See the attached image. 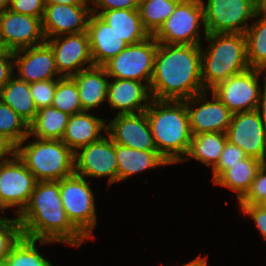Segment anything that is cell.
Segmentation results:
<instances>
[{
	"label": "cell",
	"mask_w": 266,
	"mask_h": 266,
	"mask_svg": "<svg viewBox=\"0 0 266 266\" xmlns=\"http://www.w3.org/2000/svg\"><path fill=\"white\" fill-rule=\"evenodd\" d=\"M45 42L54 53L57 72L61 77H72L94 66L87 31L45 39Z\"/></svg>",
	"instance_id": "cell-14"
},
{
	"label": "cell",
	"mask_w": 266,
	"mask_h": 266,
	"mask_svg": "<svg viewBox=\"0 0 266 266\" xmlns=\"http://www.w3.org/2000/svg\"><path fill=\"white\" fill-rule=\"evenodd\" d=\"M145 113L157 151L169 165L181 163L192 137L184 100L152 99Z\"/></svg>",
	"instance_id": "cell-3"
},
{
	"label": "cell",
	"mask_w": 266,
	"mask_h": 266,
	"mask_svg": "<svg viewBox=\"0 0 266 266\" xmlns=\"http://www.w3.org/2000/svg\"><path fill=\"white\" fill-rule=\"evenodd\" d=\"M263 72L249 68L218 83L211 91L233 114L255 110L261 91L258 80Z\"/></svg>",
	"instance_id": "cell-10"
},
{
	"label": "cell",
	"mask_w": 266,
	"mask_h": 266,
	"mask_svg": "<svg viewBox=\"0 0 266 266\" xmlns=\"http://www.w3.org/2000/svg\"><path fill=\"white\" fill-rule=\"evenodd\" d=\"M107 77L103 66H92L72 76L78 87L82 111H91L107 100Z\"/></svg>",
	"instance_id": "cell-23"
},
{
	"label": "cell",
	"mask_w": 266,
	"mask_h": 266,
	"mask_svg": "<svg viewBox=\"0 0 266 266\" xmlns=\"http://www.w3.org/2000/svg\"><path fill=\"white\" fill-rule=\"evenodd\" d=\"M137 2V4L141 3L142 1H145V0H135Z\"/></svg>",
	"instance_id": "cell-51"
},
{
	"label": "cell",
	"mask_w": 266,
	"mask_h": 266,
	"mask_svg": "<svg viewBox=\"0 0 266 266\" xmlns=\"http://www.w3.org/2000/svg\"><path fill=\"white\" fill-rule=\"evenodd\" d=\"M241 211L251 217L261 236L266 240V208L263 205H240Z\"/></svg>",
	"instance_id": "cell-41"
},
{
	"label": "cell",
	"mask_w": 266,
	"mask_h": 266,
	"mask_svg": "<svg viewBox=\"0 0 266 266\" xmlns=\"http://www.w3.org/2000/svg\"><path fill=\"white\" fill-rule=\"evenodd\" d=\"M209 46L201 47V71L204 90L208 92L218 83L250 68L247 61L244 33H207Z\"/></svg>",
	"instance_id": "cell-4"
},
{
	"label": "cell",
	"mask_w": 266,
	"mask_h": 266,
	"mask_svg": "<svg viewBox=\"0 0 266 266\" xmlns=\"http://www.w3.org/2000/svg\"><path fill=\"white\" fill-rule=\"evenodd\" d=\"M264 162L257 158L247 156L235 165H229V169L224 171L215 181L214 184L229 188L237 192L238 202L248 192L252 181Z\"/></svg>",
	"instance_id": "cell-26"
},
{
	"label": "cell",
	"mask_w": 266,
	"mask_h": 266,
	"mask_svg": "<svg viewBox=\"0 0 266 266\" xmlns=\"http://www.w3.org/2000/svg\"><path fill=\"white\" fill-rule=\"evenodd\" d=\"M261 205H263L266 208V201H264Z\"/></svg>",
	"instance_id": "cell-52"
},
{
	"label": "cell",
	"mask_w": 266,
	"mask_h": 266,
	"mask_svg": "<svg viewBox=\"0 0 266 266\" xmlns=\"http://www.w3.org/2000/svg\"><path fill=\"white\" fill-rule=\"evenodd\" d=\"M0 100L11 107L28 124L37 114L38 110L31 96L30 84L16 76L0 89Z\"/></svg>",
	"instance_id": "cell-28"
},
{
	"label": "cell",
	"mask_w": 266,
	"mask_h": 266,
	"mask_svg": "<svg viewBox=\"0 0 266 266\" xmlns=\"http://www.w3.org/2000/svg\"><path fill=\"white\" fill-rule=\"evenodd\" d=\"M75 174L85 177L108 176V185L118 182L115 143L108 135L79 148L74 153Z\"/></svg>",
	"instance_id": "cell-11"
},
{
	"label": "cell",
	"mask_w": 266,
	"mask_h": 266,
	"mask_svg": "<svg viewBox=\"0 0 266 266\" xmlns=\"http://www.w3.org/2000/svg\"><path fill=\"white\" fill-rule=\"evenodd\" d=\"M206 94L208 95L207 91L184 100L189 116L191 134L196 135L207 132L226 133L233 113L213 93L212 101H208L209 99H207ZM197 103L200 105H197ZM194 105H197V108Z\"/></svg>",
	"instance_id": "cell-16"
},
{
	"label": "cell",
	"mask_w": 266,
	"mask_h": 266,
	"mask_svg": "<svg viewBox=\"0 0 266 266\" xmlns=\"http://www.w3.org/2000/svg\"><path fill=\"white\" fill-rule=\"evenodd\" d=\"M149 90L157 100H185L205 92L201 45L158 43Z\"/></svg>",
	"instance_id": "cell-1"
},
{
	"label": "cell",
	"mask_w": 266,
	"mask_h": 266,
	"mask_svg": "<svg viewBox=\"0 0 266 266\" xmlns=\"http://www.w3.org/2000/svg\"><path fill=\"white\" fill-rule=\"evenodd\" d=\"M181 0H145L138 4L143 27L153 35L170 17Z\"/></svg>",
	"instance_id": "cell-31"
},
{
	"label": "cell",
	"mask_w": 266,
	"mask_h": 266,
	"mask_svg": "<svg viewBox=\"0 0 266 266\" xmlns=\"http://www.w3.org/2000/svg\"><path fill=\"white\" fill-rule=\"evenodd\" d=\"M61 77L46 81H38L30 84L31 96L37 110L52 106L53 97L56 91L57 81Z\"/></svg>",
	"instance_id": "cell-37"
},
{
	"label": "cell",
	"mask_w": 266,
	"mask_h": 266,
	"mask_svg": "<svg viewBox=\"0 0 266 266\" xmlns=\"http://www.w3.org/2000/svg\"><path fill=\"white\" fill-rule=\"evenodd\" d=\"M52 106L69 115L82 112L78 87L72 77L58 79Z\"/></svg>",
	"instance_id": "cell-33"
},
{
	"label": "cell",
	"mask_w": 266,
	"mask_h": 266,
	"mask_svg": "<svg viewBox=\"0 0 266 266\" xmlns=\"http://www.w3.org/2000/svg\"><path fill=\"white\" fill-rule=\"evenodd\" d=\"M45 4H91L90 0H44Z\"/></svg>",
	"instance_id": "cell-45"
},
{
	"label": "cell",
	"mask_w": 266,
	"mask_h": 266,
	"mask_svg": "<svg viewBox=\"0 0 266 266\" xmlns=\"http://www.w3.org/2000/svg\"><path fill=\"white\" fill-rule=\"evenodd\" d=\"M107 99L110 108L119 109L117 114L120 115L145 111L152 97L149 87L144 82L113 78L112 82L108 81Z\"/></svg>",
	"instance_id": "cell-20"
},
{
	"label": "cell",
	"mask_w": 266,
	"mask_h": 266,
	"mask_svg": "<svg viewBox=\"0 0 266 266\" xmlns=\"http://www.w3.org/2000/svg\"><path fill=\"white\" fill-rule=\"evenodd\" d=\"M0 266H10L6 259L0 261Z\"/></svg>",
	"instance_id": "cell-49"
},
{
	"label": "cell",
	"mask_w": 266,
	"mask_h": 266,
	"mask_svg": "<svg viewBox=\"0 0 266 266\" xmlns=\"http://www.w3.org/2000/svg\"><path fill=\"white\" fill-rule=\"evenodd\" d=\"M101 130L107 131L105 120L82 111L71 115L61 141L74 153L81 147L100 140Z\"/></svg>",
	"instance_id": "cell-22"
},
{
	"label": "cell",
	"mask_w": 266,
	"mask_h": 266,
	"mask_svg": "<svg viewBox=\"0 0 266 266\" xmlns=\"http://www.w3.org/2000/svg\"><path fill=\"white\" fill-rule=\"evenodd\" d=\"M87 34L94 66H103L128 46L110 25L94 13L89 17Z\"/></svg>",
	"instance_id": "cell-21"
},
{
	"label": "cell",
	"mask_w": 266,
	"mask_h": 266,
	"mask_svg": "<svg viewBox=\"0 0 266 266\" xmlns=\"http://www.w3.org/2000/svg\"><path fill=\"white\" fill-rule=\"evenodd\" d=\"M70 116L53 106L41 108L29 124V135L37 139L61 140Z\"/></svg>",
	"instance_id": "cell-29"
},
{
	"label": "cell",
	"mask_w": 266,
	"mask_h": 266,
	"mask_svg": "<svg viewBox=\"0 0 266 266\" xmlns=\"http://www.w3.org/2000/svg\"><path fill=\"white\" fill-rule=\"evenodd\" d=\"M17 145L16 155L37 181H59L75 174L74 152L61 140L35 139Z\"/></svg>",
	"instance_id": "cell-5"
},
{
	"label": "cell",
	"mask_w": 266,
	"mask_h": 266,
	"mask_svg": "<svg viewBox=\"0 0 266 266\" xmlns=\"http://www.w3.org/2000/svg\"><path fill=\"white\" fill-rule=\"evenodd\" d=\"M17 218L22 236L41 244L59 242L80 247L87 240L64 211L58 181H37L27 206Z\"/></svg>",
	"instance_id": "cell-2"
},
{
	"label": "cell",
	"mask_w": 266,
	"mask_h": 266,
	"mask_svg": "<svg viewBox=\"0 0 266 266\" xmlns=\"http://www.w3.org/2000/svg\"><path fill=\"white\" fill-rule=\"evenodd\" d=\"M90 4H45L42 31L45 39L87 31Z\"/></svg>",
	"instance_id": "cell-17"
},
{
	"label": "cell",
	"mask_w": 266,
	"mask_h": 266,
	"mask_svg": "<svg viewBox=\"0 0 266 266\" xmlns=\"http://www.w3.org/2000/svg\"><path fill=\"white\" fill-rule=\"evenodd\" d=\"M246 157L247 155L241 148L227 140L224 149L220 155L219 162L212 169L213 181H215L224 171L229 169V165H235Z\"/></svg>",
	"instance_id": "cell-38"
},
{
	"label": "cell",
	"mask_w": 266,
	"mask_h": 266,
	"mask_svg": "<svg viewBox=\"0 0 266 266\" xmlns=\"http://www.w3.org/2000/svg\"><path fill=\"white\" fill-rule=\"evenodd\" d=\"M61 202L71 224L88 240L97 223L95 197L88 181L76 174L58 181Z\"/></svg>",
	"instance_id": "cell-6"
},
{
	"label": "cell",
	"mask_w": 266,
	"mask_h": 266,
	"mask_svg": "<svg viewBox=\"0 0 266 266\" xmlns=\"http://www.w3.org/2000/svg\"><path fill=\"white\" fill-rule=\"evenodd\" d=\"M45 42L42 21L38 17L6 9L0 12V47L14 52Z\"/></svg>",
	"instance_id": "cell-13"
},
{
	"label": "cell",
	"mask_w": 266,
	"mask_h": 266,
	"mask_svg": "<svg viewBox=\"0 0 266 266\" xmlns=\"http://www.w3.org/2000/svg\"><path fill=\"white\" fill-rule=\"evenodd\" d=\"M0 134L9 138L16 146L29 135V124L1 100Z\"/></svg>",
	"instance_id": "cell-34"
},
{
	"label": "cell",
	"mask_w": 266,
	"mask_h": 266,
	"mask_svg": "<svg viewBox=\"0 0 266 266\" xmlns=\"http://www.w3.org/2000/svg\"><path fill=\"white\" fill-rule=\"evenodd\" d=\"M118 181L147 169L166 166L169 162L158 151H141L115 144Z\"/></svg>",
	"instance_id": "cell-24"
},
{
	"label": "cell",
	"mask_w": 266,
	"mask_h": 266,
	"mask_svg": "<svg viewBox=\"0 0 266 266\" xmlns=\"http://www.w3.org/2000/svg\"><path fill=\"white\" fill-rule=\"evenodd\" d=\"M157 48L158 42L151 35L142 42L128 45L103 67L109 78L141 81L149 87Z\"/></svg>",
	"instance_id": "cell-8"
},
{
	"label": "cell",
	"mask_w": 266,
	"mask_h": 266,
	"mask_svg": "<svg viewBox=\"0 0 266 266\" xmlns=\"http://www.w3.org/2000/svg\"><path fill=\"white\" fill-rule=\"evenodd\" d=\"M17 146L6 136L0 134V163L16 155ZM8 157H7V156Z\"/></svg>",
	"instance_id": "cell-43"
},
{
	"label": "cell",
	"mask_w": 266,
	"mask_h": 266,
	"mask_svg": "<svg viewBox=\"0 0 266 266\" xmlns=\"http://www.w3.org/2000/svg\"><path fill=\"white\" fill-rule=\"evenodd\" d=\"M37 180L15 155L0 163V201L5 208L17 207L20 214L27 206Z\"/></svg>",
	"instance_id": "cell-12"
},
{
	"label": "cell",
	"mask_w": 266,
	"mask_h": 266,
	"mask_svg": "<svg viewBox=\"0 0 266 266\" xmlns=\"http://www.w3.org/2000/svg\"><path fill=\"white\" fill-rule=\"evenodd\" d=\"M0 210H1L2 215L4 213V210H6V208L3 206V204L1 203V201H0Z\"/></svg>",
	"instance_id": "cell-50"
},
{
	"label": "cell",
	"mask_w": 266,
	"mask_h": 266,
	"mask_svg": "<svg viewBox=\"0 0 266 266\" xmlns=\"http://www.w3.org/2000/svg\"><path fill=\"white\" fill-rule=\"evenodd\" d=\"M226 134L247 156L266 163V128L256 109L234 113Z\"/></svg>",
	"instance_id": "cell-15"
},
{
	"label": "cell",
	"mask_w": 266,
	"mask_h": 266,
	"mask_svg": "<svg viewBox=\"0 0 266 266\" xmlns=\"http://www.w3.org/2000/svg\"><path fill=\"white\" fill-rule=\"evenodd\" d=\"M14 68H17L18 79L28 84L61 77L57 72L54 53L51 47L43 44L20 49L13 52Z\"/></svg>",
	"instance_id": "cell-19"
},
{
	"label": "cell",
	"mask_w": 266,
	"mask_h": 266,
	"mask_svg": "<svg viewBox=\"0 0 266 266\" xmlns=\"http://www.w3.org/2000/svg\"><path fill=\"white\" fill-rule=\"evenodd\" d=\"M13 52L0 47V89L14 76Z\"/></svg>",
	"instance_id": "cell-42"
},
{
	"label": "cell",
	"mask_w": 266,
	"mask_h": 266,
	"mask_svg": "<svg viewBox=\"0 0 266 266\" xmlns=\"http://www.w3.org/2000/svg\"><path fill=\"white\" fill-rule=\"evenodd\" d=\"M207 33H245L247 21L260 17L258 0H202Z\"/></svg>",
	"instance_id": "cell-9"
},
{
	"label": "cell",
	"mask_w": 266,
	"mask_h": 266,
	"mask_svg": "<svg viewBox=\"0 0 266 266\" xmlns=\"http://www.w3.org/2000/svg\"><path fill=\"white\" fill-rule=\"evenodd\" d=\"M252 23L246 30L247 61L250 68L266 71V15Z\"/></svg>",
	"instance_id": "cell-30"
},
{
	"label": "cell",
	"mask_w": 266,
	"mask_h": 266,
	"mask_svg": "<svg viewBox=\"0 0 266 266\" xmlns=\"http://www.w3.org/2000/svg\"><path fill=\"white\" fill-rule=\"evenodd\" d=\"M266 201V163L258 170L256 177L245 196L238 202L239 205H261Z\"/></svg>",
	"instance_id": "cell-36"
},
{
	"label": "cell",
	"mask_w": 266,
	"mask_h": 266,
	"mask_svg": "<svg viewBox=\"0 0 266 266\" xmlns=\"http://www.w3.org/2000/svg\"><path fill=\"white\" fill-rule=\"evenodd\" d=\"M182 266H207V257H197L191 262H188L187 264H184Z\"/></svg>",
	"instance_id": "cell-46"
},
{
	"label": "cell",
	"mask_w": 266,
	"mask_h": 266,
	"mask_svg": "<svg viewBox=\"0 0 266 266\" xmlns=\"http://www.w3.org/2000/svg\"><path fill=\"white\" fill-rule=\"evenodd\" d=\"M128 45L137 44L151 35L143 27L138 9H114L98 15Z\"/></svg>",
	"instance_id": "cell-25"
},
{
	"label": "cell",
	"mask_w": 266,
	"mask_h": 266,
	"mask_svg": "<svg viewBox=\"0 0 266 266\" xmlns=\"http://www.w3.org/2000/svg\"><path fill=\"white\" fill-rule=\"evenodd\" d=\"M96 7H91V12L99 15L102 11L114 9H138V4L135 0H90ZM100 10V12L98 11Z\"/></svg>",
	"instance_id": "cell-40"
},
{
	"label": "cell",
	"mask_w": 266,
	"mask_h": 266,
	"mask_svg": "<svg viewBox=\"0 0 266 266\" xmlns=\"http://www.w3.org/2000/svg\"><path fill=\"white\" fill-rule=\"evenodd\" d=\"M264 80V91L262 92V90L260 91V97H259V101H258V106L256 108V110L259 113L260 119L262 120L265 128H266V74H265V78H263ZM262 109V110H261Z\"/></svg>",
	"instance_id": "cell-44"
},
{
	"label": "cell",
	"mask_w": 266,
	"mask_h": 266,
	"mask_svg": "<svg viewBox=\"0 0 266 266\" xmlns=\"http://www.w3.org/2000/svg\"><path fill=\"white\" fill-rule=\"evenodd\" d=\"M12 0H0V12L9 9Z\"/></svg>",
	"instance_id": "cell-48"
},
{
	"label": "cell",
	"mask_w": 266,
	"mask_h": 266,
	"mask_svg": "<svg viewBox=\"0 0 266 266\" xmlns=\"http://www.w3.org/2000/svg\"><path fill=\"white\" fill-rule=\"evenodd\" d=\"M106 132L115 144L141 151H157L145 111L117 114L107 123Z\"/></svg>",
	"instance_id": "cell-18"
},
{
	"label": "cell",
	"mask_w": 266,
	"mask_h": 266,
	"mask_svg": "<svg viewBox=\"0 0 266 266\" xmlns=\"http://www.w3.org/2000/svg\"><path fill=\"white\" fill-rule=\"evenodd\" d=\"M227 140V134L223 132L192 135L188 152L181 162L193 158L213 169L219 162Z\"/></svg>",
	"instance_id": "cell-27"
},
{
	"label": "cell",
	"mask_w": 266,
	"mask_h": 266,
	"mask_svg": "<svg viewBox=\"0 0 266 266\" xmlns=\"http://www.w3.org/2000/svg\"><path fill=\"white\" fill-rule=\"evenodd\" d=\"M258 12L266 15V0H258Z\"/></svg>",
	"instance_id": "cell-47"
},
{
	"label": "cell",
	"mask_w": 266,
	"mask_h": 266,
	"mask_svg": "<svg viewBox=\"0 0 266 266\" xmlns=\"http://www.w3.org/2000/svg\"><path fill=\"white\" fill-rule=\"evenodd\" d=\"M37 240L21 237L11 248L6 260L10 266H53L36 247Z\"/></svg>",
	"instance_id": "cell-32"
},
{
	"label": "cell",
	"mask_w": 266,
	"mask_h": 266,
	"mask_svg": "<svg viewBox=\"0 0 266 266\" xmlns=\"http://www.w3.org/2000/svg\"><path fill=\"white\" fill-rule=\"evenodd\" d=\"M45 8L44 0H12L9 9L15 13L31 15L42 20Z\"/></svg>",
	"instance_id": "cell-39"
},
{
	"label": "cell",
	"mask_w": 266,
	"mask_h": 266,
	"mask_svg": "<svg viewBox=\"0 0 266 266\" xmlns=\"http://www.w3.org/2000/svg\"><path fill=\"white\" fill-rule=\"evenodd\" d=\"M21 237L22 231L18 218H0V261L6 259L11 248Z\"/></svg>",
	"instance_id": "cell-35"
},
{
	"label": "cell",
	"mask_w": 266,
	"mask_h": 266,
	"mask_svg": "<svg viewBox=\"0 0 266 266\" xmlns=\"http://www.w3.org/2000/svg\"><path fill=\"white\" fill-rule=\"evenodd\" d=\"M201 22L205 36L207 32L202 0H181L152 36L158 43L200 45Z\"/></svg>",
	"instance_id": "cell-7"
}]
</instances>
